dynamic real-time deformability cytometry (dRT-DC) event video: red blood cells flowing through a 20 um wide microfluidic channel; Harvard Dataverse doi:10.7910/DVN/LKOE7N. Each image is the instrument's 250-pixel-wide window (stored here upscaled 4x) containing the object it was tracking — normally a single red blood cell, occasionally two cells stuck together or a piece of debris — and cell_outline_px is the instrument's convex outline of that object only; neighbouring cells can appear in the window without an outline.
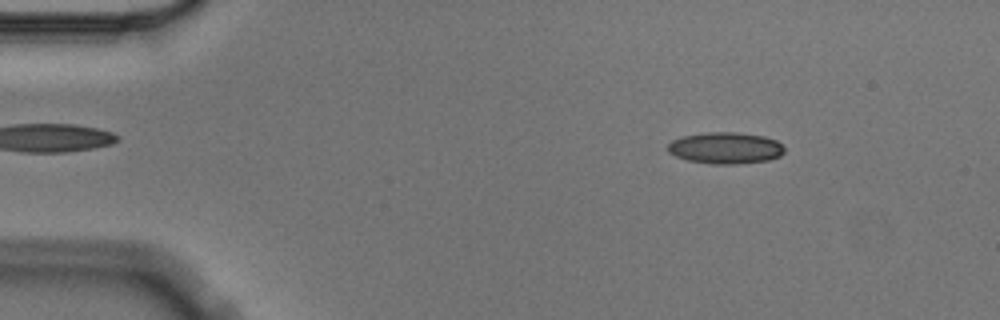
{"species": "Egyptian fruit bat (a non-hibernating species)", "species_latin": "Rousettus aegyptiacus", "temperature_condition": "cold", "stored_images_in_passage": 4, "segment_of_instrument_passage": [1, 2], "camera_frame_rate_fps": 3000, "um_per_image_px": 0.085, "animal": {"sex": "male"}, "frame": {"image": 1, "passage_image": 2, "time_ms": 0.333, "image_size_px": [1000, 320], "cell_outline_px": [[784, 152], [780, 156], [768, 160], [736, 164], [716, 164], [688, 160], [676, 156], [668, 152], [668, 144], [672, 140], [680, 136], [708, 132], [736, 132], [764, 136], [776, 140], [784, 148]], "centroid_in_image_um": [61.65, 12.57], "position_along_channel_um": 23.3, "area_um2": 21.39}}
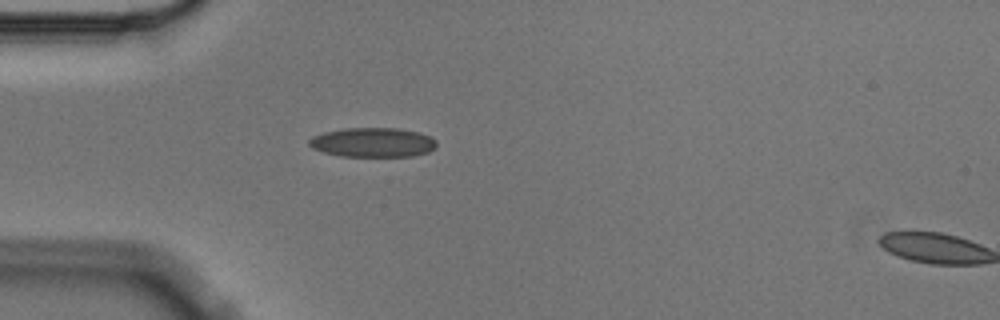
{"frame": {"image": 2, "passage_image": 3, "time_ms": 0.667, "image_size_px": [1000, 320], "cell_outline_px": [[436, 148], [428, 152], [412, 156], [340, 156], [324, 152], [312, 148], [308, 144], [308, 140], [312, 136], [324, 132], [344, 128], [396, 128], [416, 132], [428, 136], [436, 140]], "centroid_in_image_um": [31.66, 12.1], "position_along_channel_um": 53.3, "area_um2": 21.79}}